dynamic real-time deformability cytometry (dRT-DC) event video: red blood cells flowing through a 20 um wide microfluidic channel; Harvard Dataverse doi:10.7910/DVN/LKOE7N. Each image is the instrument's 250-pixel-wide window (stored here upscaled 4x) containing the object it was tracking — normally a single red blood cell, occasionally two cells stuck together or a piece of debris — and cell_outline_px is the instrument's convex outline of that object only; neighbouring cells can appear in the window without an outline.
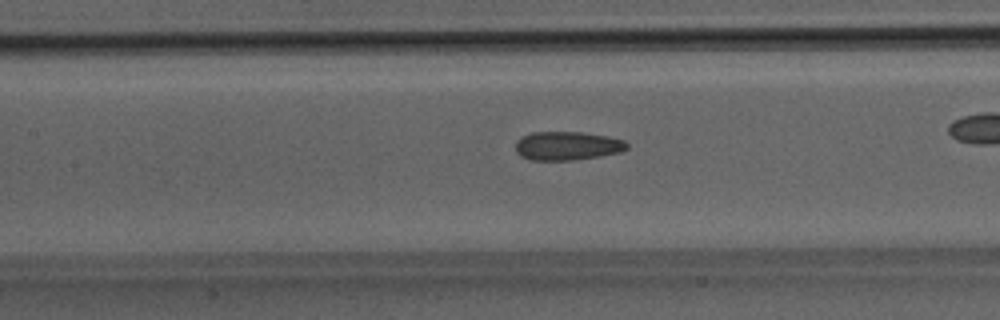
{"species": "Egyptian fruit bat (a non-hibernating species)", "species_latin": "Rousettus aegyptiacus", "temperature_condition": "room temperature", "stored_images_in_passage": 21, "camera_frame_rate_fps": 3000, "um_per_image_px": 0.085, "animal": {"sex": "male"}, "frame": {"image": 1, "passage_image": 12, "time_ms": 3.667, "image_size_px": [1000, 320], "cell_outline_px": [[628, 148], [620, 152], [600, 156], [572, 160], [532, 160], [520, 156], [516, 152], [516, 140], [532, 132], [580, 132], [608, 136], [624, 140], [628, 144]], "centroid_in_image_um": [48.22, 12.39], "position_along_channel_um": 159.2, "area_um2": 18.61}}